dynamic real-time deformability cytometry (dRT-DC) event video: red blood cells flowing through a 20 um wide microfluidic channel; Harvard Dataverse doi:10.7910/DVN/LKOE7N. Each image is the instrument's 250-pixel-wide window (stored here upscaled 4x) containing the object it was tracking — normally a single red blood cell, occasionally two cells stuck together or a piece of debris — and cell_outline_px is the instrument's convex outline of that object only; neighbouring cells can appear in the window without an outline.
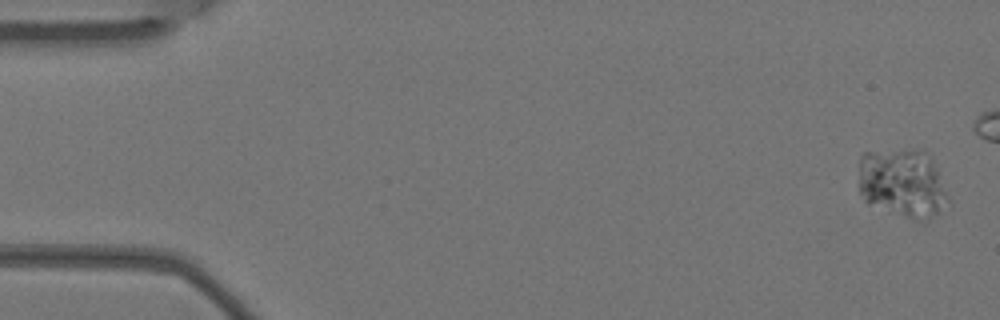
{"species": "Egyptian fruit bat (a non-hibernating species)", "species_latin": "Rousettus aegyptiacus", "temperature_condition": "warm", "stored_images_in_passage": 6, "camera_frame_rate_fps": 3000, "um_per_image_px": 0.085, "animal": {"sex": "female"}, "frame": {"image": 1, "passage_image": 1, "time_ms": 0.0, "image_size_px": [1000, 320], "cell_outline_px": [[948, 200], [936, 212], [928, 216], [908, 216], [868, 204], [864, 200], [860, 192], [860, 156], [864, 152], [912, 148], [924, 148], [928, 152], [936, 168], [948, 196]], "centroid_in_image_um": [76.67, 15.45], "position_along_channel_um": 8.3, "area_um2": 34.97}}
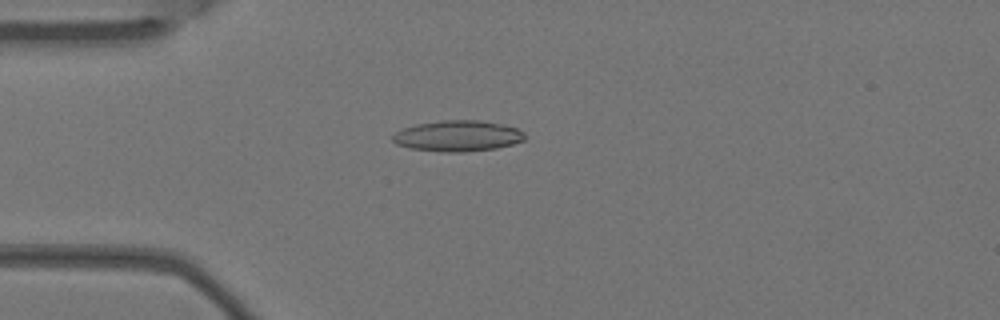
{"frame": {"image": 2, "passage_image": 6, "time_ms": 1.667, "image_size_px": [1000, 320], "cell_outline_px": [[524, 140], [512, 144], [496, 148], [464, 152], [440, 152], [408, 148], [396, 144], [392, 140], [392, 136], [396, 132], [404, 128], [416, 124], [440, 120], [480, 120], [504, 124], [516, 128], [524, 132]], "centroid_in_image_um": [38.89, 11.55], "position_along_channel_um": 46.1, "area_um2": 23.93}}